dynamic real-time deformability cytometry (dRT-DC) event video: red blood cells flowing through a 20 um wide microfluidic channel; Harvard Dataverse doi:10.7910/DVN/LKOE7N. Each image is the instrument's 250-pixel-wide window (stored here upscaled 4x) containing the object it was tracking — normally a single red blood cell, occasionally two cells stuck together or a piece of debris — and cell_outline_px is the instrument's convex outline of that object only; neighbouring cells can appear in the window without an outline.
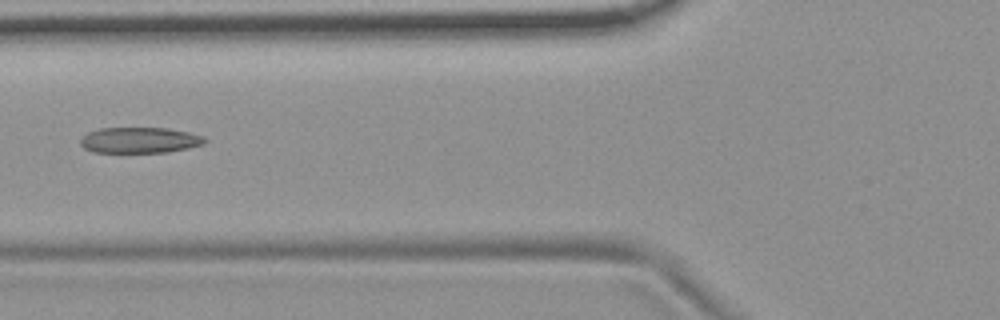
{"species": "common noctule bat (a hibernating species)", "species_latin": "Nyctalus noctula", "temperature_condition": "room temperature", "stored_images_in_passage": 6, "camera_frame_rate_fps": 3000, "um_per_image_px": 0.085, "animal": {"sex": "female", "body_mass_g": 19.9}, "frame": {"image": 1, "passage_image": 6, "time_ms": 1.667, "image_size_px": [1000, 320], "cell_outline_px": [[208, 140], [204, 144], [188, 148], [168, 152], [92, 152], [84, 148], [80, 144], [80, 140], [88, 132], [100, 128], [168, 128], [188, 132], [204, 136]], "centroid_in_image_um": [11.89, 11.91], "position_along_channel_um": 113.9, "area_um2": 18.73}}